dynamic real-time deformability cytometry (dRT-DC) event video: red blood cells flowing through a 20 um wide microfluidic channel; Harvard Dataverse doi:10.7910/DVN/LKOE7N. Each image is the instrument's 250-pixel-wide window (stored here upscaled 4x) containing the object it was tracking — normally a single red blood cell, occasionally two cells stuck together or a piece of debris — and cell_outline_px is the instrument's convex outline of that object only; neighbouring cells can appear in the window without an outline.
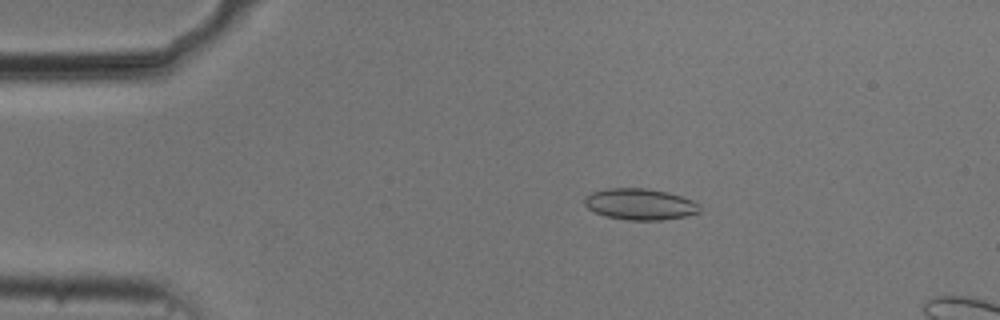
{"species": "common noctule bat (a hibernating species)", "species_latin": "Nyctalus noctula", "temperature_condition": "cold", "stored_images_in_passage": 17, "camera_frame_rate_fps": 3000, "um_per_image_px": 0.085, "animal": {"sex": "male", "body_mass_g": 20.5, "forearm_length_mm": 52.5}, "frame": {"image": 1, "passage_image": 10, "time_ms": 3.0, "image_size_px": [1000, 320], "cell_outline_px": [[700, 212], [688, 216], [660, 220], [628, 220], [604, 216], [588, 208], [584, 204], [584, 196], [592, 192], [604, 188], [644, 188], [668, 192], [692, 200], [700, 208]], "centroid_in_image_um": [54.37, 17.35], "position_along_channel_um": 30.6, "area_um2": 21.04}}